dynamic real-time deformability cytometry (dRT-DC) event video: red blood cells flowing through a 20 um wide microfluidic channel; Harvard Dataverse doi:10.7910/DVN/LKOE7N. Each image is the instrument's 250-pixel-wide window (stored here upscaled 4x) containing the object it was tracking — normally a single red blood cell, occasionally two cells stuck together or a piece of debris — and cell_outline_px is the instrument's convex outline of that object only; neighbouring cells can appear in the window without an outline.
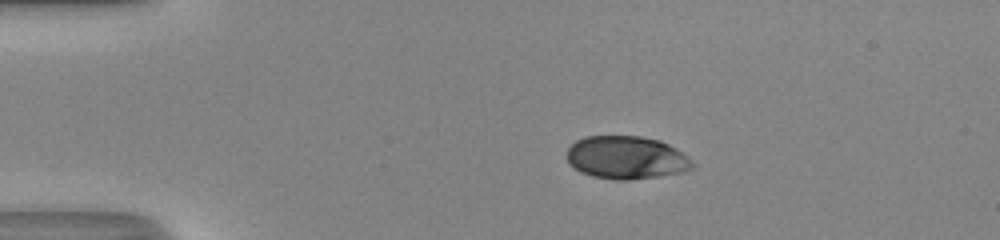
{"species": "human", "species_latin": "Homo sapiens", "temperature_condition": "room temperature", "stored_images_in_passage": 41, "camera_frame_rate_fps": 3000, "um_per_image_px": 0.085, "donor": {"sex": "male"}, "frame": {"image": 1, "passage_image": 1, "time_ms": 0.0, "image_size_px": [1000, 240], "cell_outline_px": [[696, 168], [684, 172], [660, 176], [628, 180], [616, 180], [592, 176], [580, 172], [568, 164], [568, 148], [576, 140], [584, 136], [640, 136], [660, 140], [676, 148], [688, 156], [696, 164]], "centroid_in_image_um": [53.28, 13.4], "position_along_channel_um": 31.7, "area_um2": 31.85}}
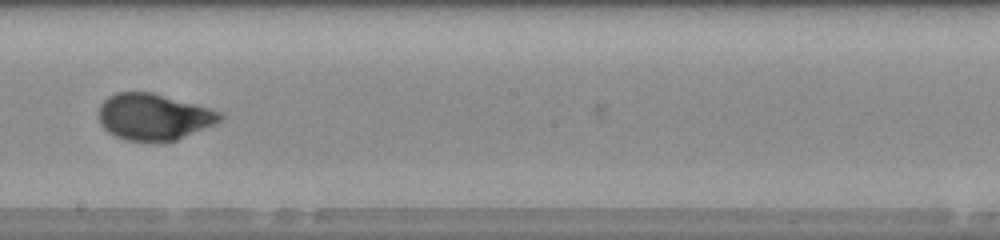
{"frame": {"image": 2, "passage_image": 20, "time_ms": 6.333, "image_size_px": [1000, 240], "cell_outline_px": [[224, 116], [216, 124], [176, 140], [128, 140], [116, 136], [108, 132], [100, 124], [100, 104], [108, 96], [116, 92], [152, 92], [212, 108], [224, 112]], "centroid_in_image_um": [13.11, 9.9], "position_along_channel_um": 235.1, "area_um2": 32.71}}
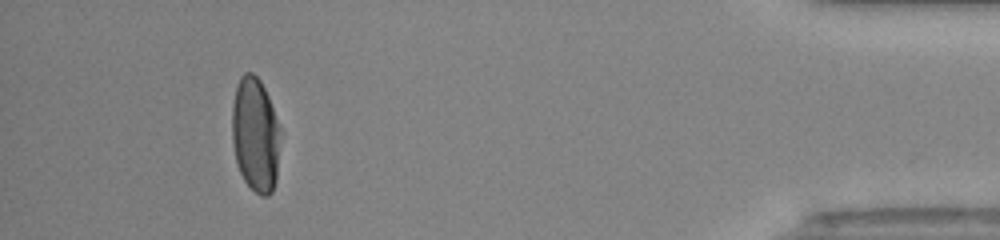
{"frame": {"image": 3, "passage_image": 37, "time_ms": 12.0, "image_size_px": [1000, 240], "cell_outline_px": [[280, 132], [276, 180], [272, 192], [268, 196], [260, 196], [244, 180], [240, 172], [236, 160], [232, 144], [232, 104], [236, 84], [240, 76], [244, 72], [252, 72], [260, 80], [268, 96], [280, 128]], "centroid_in_image_um": [21.69, 11.43], "position_along_channel_um": 413.5, "area_um2": 32.31}, "authors_computed_cell_mechanics": {"area_um2": 32.5992, "velocity_mm_per_s": 4.2126, "shape_relaxation_time_tau1_ms": 3.201, "shape_relaxation_time_tau2_ms": null, "deformation_change_tau1": 0.1652, "deformation_change_tau2": null}}